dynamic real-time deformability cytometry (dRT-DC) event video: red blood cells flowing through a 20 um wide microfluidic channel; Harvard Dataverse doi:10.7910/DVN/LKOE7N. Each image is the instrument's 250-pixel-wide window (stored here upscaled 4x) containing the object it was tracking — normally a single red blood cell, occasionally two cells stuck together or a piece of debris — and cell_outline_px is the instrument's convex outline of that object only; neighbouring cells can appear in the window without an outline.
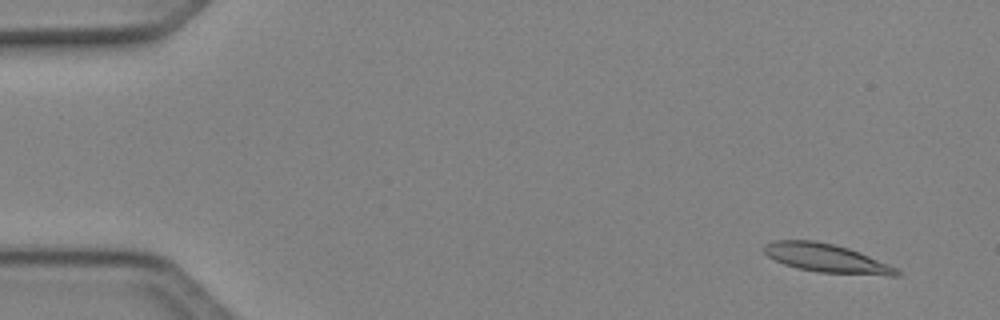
{"species": "Egyptian fruit bat (a non-hibernating species)", "species_latin": "Rousettus aegyptiacus", "temperature_condition": "cold", "stored_images_in_passage": 48, "camera_frame_rate_fps": 3000, "um_per_image_px": 0.085, "animal": {"sex": "female"}, "frame": {"image": 1, "passage_image": 2, "time_ms": 0.333, "image_size_px": [1000, 320], "cell_outline_px": [[900, 276], [888, 276], [820, 272], [796, 268], [784, 264], [768, 256], [764, 252], [764, 244], [776, 240], [812, 240], [832, 244], [848, 248], [888, 264], [896, 268], [900, 272]], "centroid_in_image_um": [70.24, 21.95], "position_along_channel_um": 14.8, "area_um2": 21.85}}
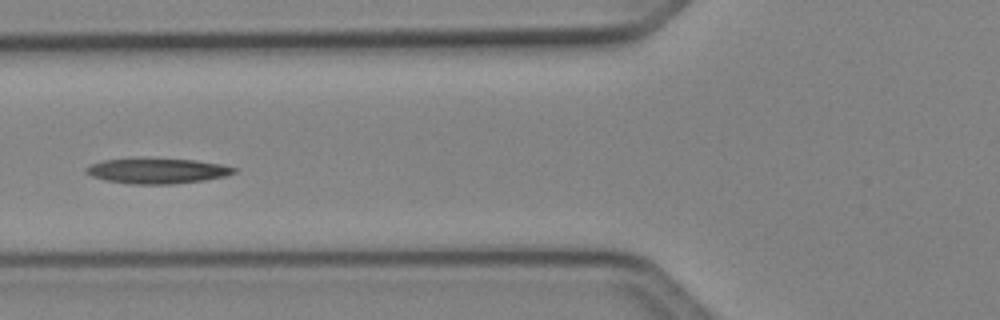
{"frame": {"image": 2, "passage_image": 18, "time_ms": 5.667, "image_size_px": [1000, 320], "cell_outline_px": [[240, 168], [236, 172], [224, 176], [204, 180], [172, 184], [132, 184], [108, 180], [92, 176], [84, 172], [84, 168], [92, 164], [104, 160], [144, 156], [196, 160], [220, 164]], "centroid_in_image_um": [13.37, 14.48], "position_along_channel_um": 112.4, "area_um2": 22.43}}
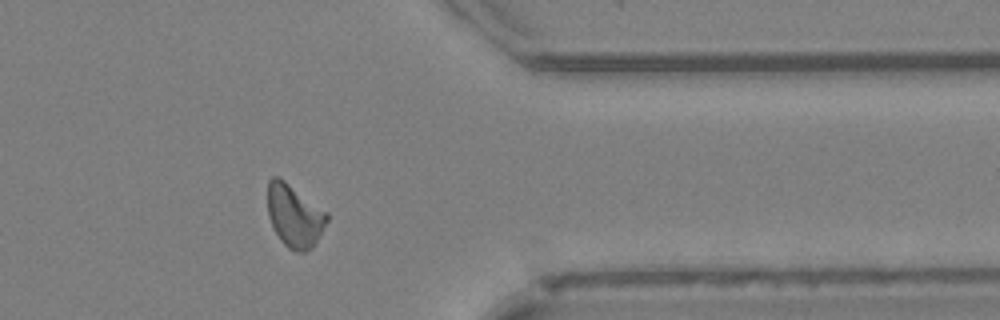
{"frame": {"image": 3, "passage_image": 39, "time_ms": 12.667, "image_size_px": [1000, 320], "cell_outline_px": [[328, 220], [312, 248], [304, 252], [296, 252], [288, 248], [280, 240], [272, 228], [268, 216], [268, 180], [272, 176], [280, 176], [328, 212]], "centroid_in_image_um": [25.01, 18.32], "position_along_channel_um": 386.4, "area_um2": 21.96}, "authors_computed_cell_mechanics": {"area_um2": 21.3282, "velocity_mm_per_s": 4.0957, "shape_relaxation_time_tau1_ms": 10.7322, "shape_relaxation_time_tau2_ms": null, "deformation_change_tau1": 0.2249, "deformation_change_tau2": null}}